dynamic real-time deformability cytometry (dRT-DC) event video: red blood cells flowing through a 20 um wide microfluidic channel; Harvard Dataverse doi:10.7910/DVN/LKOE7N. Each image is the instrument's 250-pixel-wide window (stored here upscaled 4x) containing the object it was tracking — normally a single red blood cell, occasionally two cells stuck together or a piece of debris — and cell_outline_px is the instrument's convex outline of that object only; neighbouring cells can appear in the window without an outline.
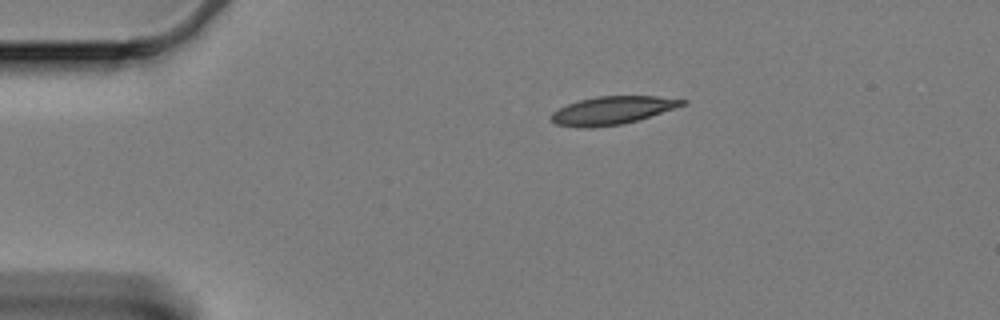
{"species": "Egyptian fruit bat (a non-hibernating species)", "species_latin": "Rousettus aegyptiacus", "temperature_condition": "cold", "stored_images_in_passage": 6, "camera_frame_rate_fps": 3000, "um_per_image_px": 0.085, "animal": {"sex": "female"}, "frame": {"image": 1, "passage_image": 1, "time_ms": 0.0, "image_size_px": [1000, 320], "cell_outline_px": [[688, 104], [624, 124], [592, 128], [584, 128], [556, 124], [548, 116], [552, 112], [568, 104], [580, 100], [596, 96], [656, 96], [688, 100]], "centroid_in_image_um": [52.05, 9.38], "position_along_channel_um": 32.9, "area_um2": 21.44}}